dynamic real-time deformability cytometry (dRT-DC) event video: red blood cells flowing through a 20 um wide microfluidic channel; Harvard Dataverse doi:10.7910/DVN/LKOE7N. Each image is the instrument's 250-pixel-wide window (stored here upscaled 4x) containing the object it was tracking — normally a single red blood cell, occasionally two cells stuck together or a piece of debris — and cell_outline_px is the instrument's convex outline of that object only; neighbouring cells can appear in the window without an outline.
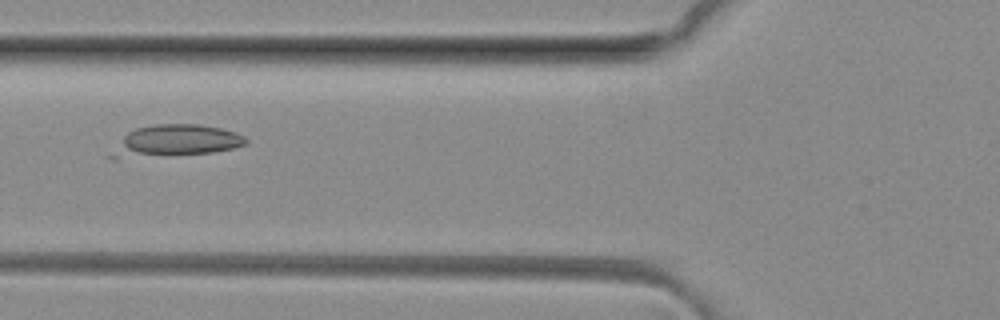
{"species": "common noctule bat (a hibernating species)", "species_latin": "Nyctalus noctula", "temperature_condition": "room temperature", "stored_images_in_passage": 47, "camera_frame_rate_fps": 3000, "um_per_image_px": 0.085, "animal": {"sex": "female", "body_mass_g": 29.2, "forearm_length_mm": 56.3}, "frame": {"image": 1, "passage_image": 16, "time_ms": 5.0, "image_size_px": [1000, 320], "cell_outline_px": [[248, 144], [232, 148], [212, 152], [116, 160], [108, 160], [108, 156], [124, 136], [128, 132], [136, 128], [156, 124], [196, 124], [220, 128], [236, 132], [244, 136], [248, 140]], "centroid_in_image_um": [14.86, 12.0], "position_along_channel_um": 110.9, "area_um2": 25.09}}
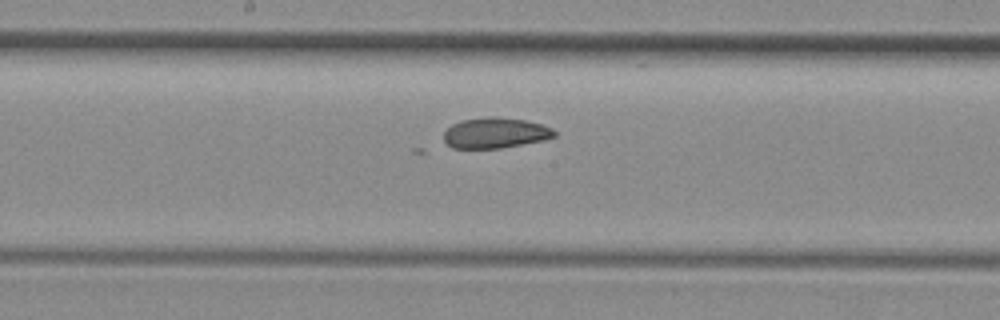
{"frame": {"image": 2, "passage_image": 23, "time_ms": 7.333, "image_size_px": [1000, 320], "cell_outline_px": [[556, 136], [544, 140], [500, 148], [452, 148], [444, 140], [444, 132], [452, 124], [460, 120], [488, 116], [496, 116], [524, 120], [540, 124], [552, 128], [556, 132]], "centroid_in_image_um": [42.09, 11.29], "position_along_channel_um": 206.1, "area_um2": 19.71}}
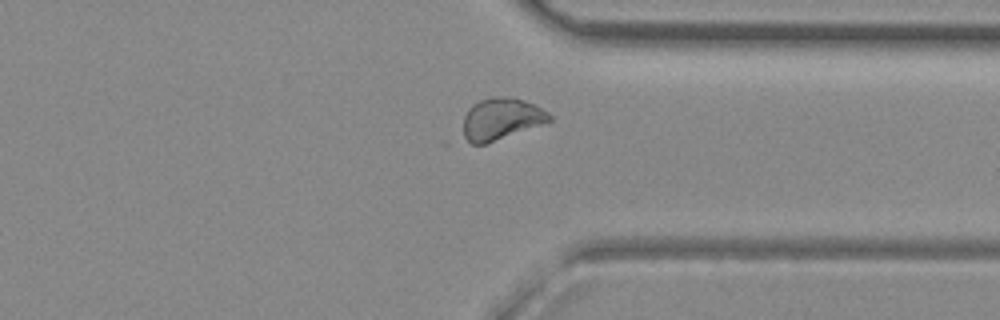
{"frame": {"image": 3, "passage_image": 35, "time_ms": 11.333, "image_size_px": [1000, 320], "cell_outline_px": [[552, 120], [544, 124], [484, 144], [472, 144], [464, 140], [464, 116], [468, 108], [472, 104], [480, 100], [492, 96], [512, 96], [524, 100], [548, 112], [552, 116]], "centroid_in_image_um": [42.59, 10.09], "position_along_channel_um": 368.8, "area_um2": 21.1}}